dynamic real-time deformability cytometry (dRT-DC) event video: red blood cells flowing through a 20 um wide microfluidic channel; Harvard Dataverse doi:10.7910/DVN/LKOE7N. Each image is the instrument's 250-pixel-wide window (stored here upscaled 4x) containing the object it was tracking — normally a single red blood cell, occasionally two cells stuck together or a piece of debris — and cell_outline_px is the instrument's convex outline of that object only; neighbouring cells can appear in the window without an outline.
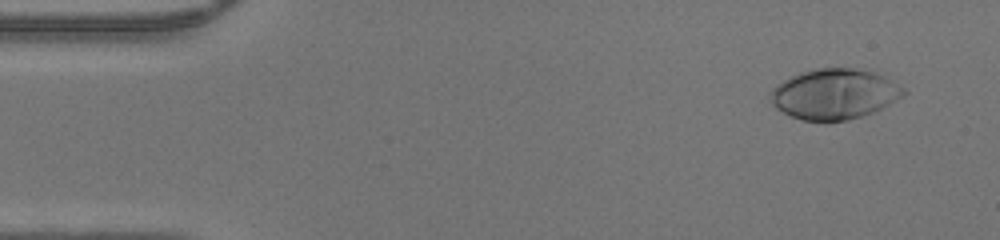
{"species": "human", "species_latin": "Homo sapiens", "temperature_condition": "warm", "stored_images_in_passage": 47, "camera_frame_rate_fps": 3000, "um_per_image_px": 0.085, "donor": {"sex": "male"}, "frame": {"image": 1, "passage_image": 3, "time_ms": 0.667, "image_size_px": [1000, 240], "cell_outline_px": [[908, 92], [904, 96], [872, 112], [848, 120], [804, 120], [792, 116], [776, 108], [772, 104], [768, 92], [784, 80], [800, 72], [816, 68], [852, 68], [872, 72], [904, 88]], "centroid_in_image_um": [70.89, 7.99], "position_along_channel_um": 14.1, "area_um2": 38.38}}
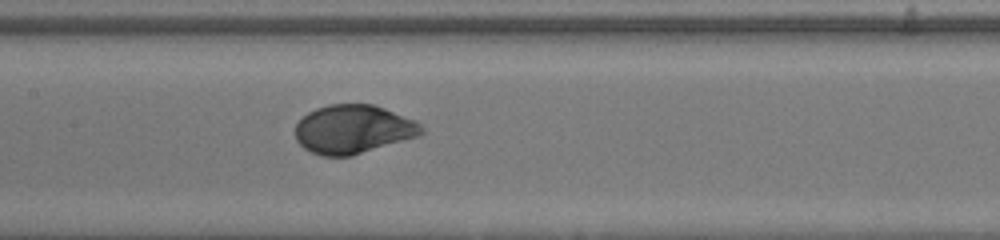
{"frame": {"image": 2, "passage_image": 22, "time_ms": 7.0, "image_size_px": [1000, 240], "cell_outline_px": [[424, 132], [420, 136], [352, 156], [320, 156], [304, 148], [296, 140], [296, 124], [308, 112], [316, 108], [328, 104], [372, 104], [384, 108], [416, 120], [424, 128]], "centroid_in_image_um": [30.04, 10.99], "position_along_channel_um": 177.4, "area_um2": 36.01}}
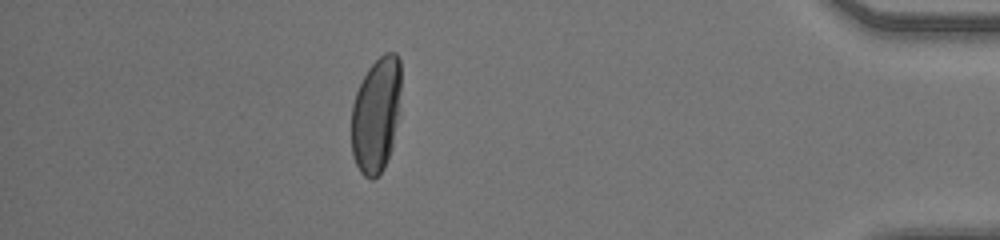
{"frame": {"image": 3, "passage_image": 41, "time_ms": 13.333, "image_size_px": [1000, 240], "cell_outline_px": [[400, 88], [396, 120], [392, 148], [384, 168], [372, 180], [364, 176], [360, 172], [356, 164], [352, 152], [352, 104], [356, 92], [368, 68], [384, 52], [396, 52], [400, 60]], "centroid_in_image_um": [31.96, 9.75], "position_along_channel_um": 403.2, "area_um2": 33.0}}